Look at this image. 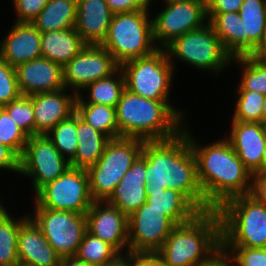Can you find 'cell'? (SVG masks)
Here are the masks:
<instances>
[{
	"label": "cell",
	"instance_id": "cell-1",
	"mask_svg": "<svg viewBox=\"0 0 266 266\" xmlns=\"http://www.w3.org/2000/svg\"><path fill=\"white\" fill-rule=\"evenodd\" d=\"M183 127L197 161V179L206 201V211L217 210L227 200L249 195L252 173L244 166L230 142L223 137L201 144Z\"/></svg>",
	"mask_w": 266,
	"mask_h": 266
},
{
	"label": "cell",
	"instance_id": "cell-2",
	"mask_svg": "<svg viewBox=\"0 0 266 266\" xmlns=\"http://www.w3.org/2000/svg\"><path fill=\"white\" fill-rule=\"evenodd\" d=\"M146 189L166 188L183 193L201 212L206 201L197 179V161L187 135L181 131L167 140L144 141Z\"/></svg>",
	"mask_w": 266,
	"mask_h": 266
},
{
	"label": "cell",
	"instance_id": "cell-3",
	"mask_svg": "<svg viewBox=\"0 0 266 266\" xmlns=\"http://www.w3.org/2000/svg\"><path fill=\"white\" fill-rule=\"evenodd\" d=\"M170 102L144 98L125 88L115 107L119 138L153 141L176 137L183 130L187 114Z\"/></svg>",
	"mask_w": 266,
	"mask_h": 266
},
{
	"label": "cell",
	"instance_id": "cell-4",
	"mask_svg": "<svg viewBox=\"0 0 266 266\" xmlns=\"http://www.w3.org/2000/svg\"><path fill=\"white\" fill-rule=\"evenodd\" d=\"M220 249V217L209 210L176 225L155 255L164 266H198Z\"/></svg>",
	"mask_w": 266,
	"mask_h": 266
},
{
	"label": "cell",
	"instance_id": "cell-5",
	"mask_svg": "<svg viewBox=\"0 0 266 266\" xmlns=\"http://www.w3.org/2000/svg\"><path fill=\"white\" fill-rule=\"evenodd\" d=\"M216 211L221 247L266 248V206L253 196L231 198Z\"/></svg>",
	"mask_w": 266,
	"mask_h": 266
},
{
	"label": "cell",
	"instance_id": "cell-6",
	"mask_svg": "<svg viewBox=\"0 0 266 266\" xmlns=\"http://www.w3.org/2000/svg\"><path fill=\"white\" fill-rule=\"evenodd\" d=\"M150 11L138 10L113 15L107 36L101 46L119 65L149 55L158 49L153 37Z\"/></svg>",
	"mask_w": 266,
	"mask_h": 266
},
{
	"label": "cell",
	"instance_id": "cell-7",
	"mask_svg": "<svg viewBox=\"0 0 266 266\" xmlns=\"http://www.w3.org/2000/svg\"><path fill=\"white\" fill-rule=\"evenodd\" d=\"M165 50L175 73V61L191 65L193 69L201 72L207 71L216 77L233 66L232 56L225 50L209 23L176 38Z\"/></svg>",
	"mask_w": 266,
	"mask_h": 266
},
{
	"label": "cell",
	"instance_id": "cell-8",
	"mask_svg": "<svg viewBox=\"0 0 266 266\" xmlns=\"http://www.w3.org/2000/svg\"><path fill=\"white\" fill-rule=\"evenodd\" d=\"M144 141L140 138L111 139L97 163L86 171L94 201H105L142 154Z\"/></svg>",
	"mask_w": 266,
	"mask_h": 266
},
{
	"label": "cell",
	"instance_id": "cell-9",
	"mask_svg": "<svg viewBox=\"0 0 266 266\" xmlns=\"http://www.w3.org/2000/svg\"><path fill=\"white\" fill-rule=\"evenodd\" d=\"M120 68L125 77V87L132 93L154 100H171L170 91L176 73L165 48L128 60Z\"/></svg>",
	"mask_w": 266,
	"mask_h": 266
},
{
	"label": "cell",
	"instance_id": "cell-10",
	"mask_svg": "<svg viewBox=\"0 0 266 266\" xmlns=\"http://www.w3.org/2000/svg\"><path fill=\"white\" fill-rule=\"evenodd\" d=\"M32 208L86 214L94 199L85 169L69 167L61 176L41 187L32 198Z\"/></svg>",
	"mask_w": 266,
	"mask_h": 266
},
{
	"label": "cell",
	"instance_id": "cell-11",
	"mask_svg": "<svg viewBox=\"0 0 266 266\" xmlns=\"http://www.w3.org/2000/svg\"><path fill=\"white\" fill-rule=\"evenodd\" d=\"M28 213L61 258L75 257L87 231L85 214L47 208H34Z\"/></svg>",
	"mask_w": 266,
	"mask_h": 266
},
{
	"label": "cell",
	"instance_id": "cell-12",
	"mask_svg": "<svg viewBox=\"0 0 266 266\" xmlns=\"http://www.w3.org/2000/svg\"><path fill=\"white\" fill-rule=\"evenodd\" d=\"M152 16L153 37L158 48L208 23L206 0H174Z\"/></svg>",
	"mask_w": 266,
	"mask_h": 266
},
{
	"label": "cell",
	"instance_id": "cell-13",
	"mask_svg": "<svg viewBox=\"0 0 266 266\" xmlns=\"http://www.w3.org/2000/svg\"><path fill=\"white\" fill-rule=\"evenodd\" d=\"M69 167L70 163L46 135L28 137L20 157L19 175L32 179L34 194L45 184L61 176Z\"/></svg>",
	"mask_w": 266,
	"mask_h": 266
},
{
	"label": "cell",
	"instance_id": "cell-14",
	"mask_svg": "<svg viewBox=\"0 0 266 266\" xmlns=\"http://www.w3.org/2000/svg\"><path fill=\"white\" fill-rule=\"evenodd\" d=\"M176 224L148 202L128 216V248L134 254H155Z\"/></svg>",
	"mask_w": 266,
	"mask_h": 266
},
{
	"label": "cell",
	"instance_id": "cell-15",
	"mask_svg": "<svg viewBox=\"0 0 266 266\" xmlns=\"http://www.w3.org/2000/svg\"><path fill=\"white\" fill-rule=\"evenodd\" d=\"M119 67L101 45H86L62 67L64 86L78 95L88 84L110 76Z\"/></svg>",
	"mask_w": 266,
	"mask_h": 266
},
{
	"label": "cell",
	"instance_id": "cell-16",
	"mask_svg": "<svg viewBox=\"0 0 266 266\" xmlns=\"http://www.w3.org/2000/svg\"><path fill=\"white\" fill-rule=\"evenodd\" d=\"M87 231L110 244L119 254L128 253V216L105 201H94L87 211Z\"/></svg>",
	"mask_w": 266,
	"mask_h": 266
},
{
	"label": "cell",
	"instance_id": "cell-17",
	"mask_svg": "<svg viewBox=\"0 0 266 266\" xmlns=\"http://www.w3.org/2000/svg\"><path fill=\"white\" fill-rule=\"evenodd\" d=\"M21 95L50 93L65 88L62 66L46 58H37L15 67Z\"/></svg>",
	"mask_w": 266,
	"mask_h": 266
},
{
	"label": "cell",
	"instance_id": "cell-18",
	"mask_svg": "<svg viewBox=\"0 0 266 266\" xmlns=\"http://www.w3.org/2000/svg\"><path fill=\"white\" fill-rule=\"evenodd\" d=\"M229 135L224 136L244 166L252 173L262 172L266 133L262 123L231 122Z\"/></svg>",
	"mask_w": 266,
	"mask_h": 266
},
{
	"label": "cell",
	"instance_id": "cell-19",
	"mask_svg": "<svg viewBox=\"0 0 266 266\" xmlns=\"http://www.w3.org/2000/svg\"><path fill=\"white\" fill-rule=\"evenodd\" d=\"M12 23L0 40V57L13 67L41 58V32L29 22Z\"/></svg>",
	"mask_w": 266,
	"mask_h": 266
},
{
	"label": "cell",
	"instance_id": "cell-20",
	"mask_svg": "<svg viewBox=\"0 0 266 266\" xmlns=\"http://www.w3.org/2000/svg\"><path fill=\"white\" fill-rule=\"evenodd\" d=\"M69 91L64 88L56 92L29 96L34 110L35 135H46L59 122L75 112L77 95Z\"/></svg>",
	"mask_w": 266,
	"mask_h": 266
},
{
	"label": "cell",
	"instance_id": "cell-21",
	"mask_svg": "<svg viewBox=\"0 0 266 266\" xmlns=\"http://www.w3.org/2000/svg\"><path fill=\"white\" fill-rule=\"evenodd\" d=\"M145 177L146 158L141 154L105 202L129 216L147 202Z\"/></svg>",
	"mask_w": 266,
	"mask_h": 266
},
{
	"label": "cell",
	"instance_id": "cell-22",
	"mask_svg": "<svg viewBox=\"0 0 266 266\" xmlns=\"http://www.w3.org/2000/svg\"><path fill=\"white\" fill-rule=\"evenodd\" d=\"M113 15L106 0H77L75 30L87 45H101Z\"/></svg>",
	"mask_w": 266,
	"mask_h": 266
},
{
	"label": "cell",
	"instance_id": "cell-23",
	"mask_svg": "<svg viewBox=\"0 0 266 266\" xmlns=\"http://www.w3.org/2000/svg\"><path fill=\"white\" fill-rule=\"evenodd\" d=\"M17 249L19 262L30 266H58L61 259L30 217L20 226Z\"/></svg>",
	"mask_w": 266,
	"mask_h": 266
},
{
	"label": "cell",
	"instance_id": "cell-24",
	"mask_svg": "<svg viewBox=\"0 0 266 266\" xmlns=\"http://www.w3.org/2000/svg\"><path fill=\"white\" fill-rule=\"evenodd\" d=\"M86 45L75 28L41 33V57L58 63L62 67Z\"/></svg>",
	"mask_w": 266,
	"mask_h": 266
},
{
	"label": "cell",
	"instance_id": "cell-25",
	"mask_svg": "<svg viewBox=\"0 0 266 266\" xmlns=\"http://www.w3.org/2000/svg\"><path fill=\"white\" fill-rule=\"evenodd\" d=\"M77 152L69 162L70 167L85 169L95 165L111 140L102 132L87 124L77 114Z\"/></svg>",
	"mask_w": 266,
	"mask_h": 266
},
{
	"label": "cell",
	"instance_id": "cell-26",
	"mask_svg": "<svg viewBox=\"0 0 266 266\" xmlns=\"http://www.w3.org/2000/svg\"><path fill=\"white\" fill-rule=\"evenodd\" d=\"M238 13L241 19V56H246L261 40L266 25V0H244Z\"/></svg>",
	"mask_w": 266,
	"mask_h": 266
},
{
	"label": "cell",
	"instance_id": "cell-27",
	"mask_svg": "<svg viewBox=\"0 0 266 266\" xmlns=\"http://www.w3.org/2000/svg\"><path fill=\"white\" fill-rule=\"evenodd\" d=\"M150 207L162 210L176 225L194 219L201 211L183 194L166 188L147 190Z\"/></svg>",
	"mask_w": 266,
	"mask_h": 266
},
{
	"label": "cell",
	"instance_id": "cell-28",
	"mask_svg": "<svg viewBox=\"0 0 266 266\" xmlns=\"http://www.w3.org/2000/svg\"><path fill=\"white\" fill-rule=\"evenodd\" d=\"M125 88V77L119 67L110 76L88 84L76 96L75 103H93L116 107ZM84 91L87 94L83 95L82 92Z\"/></svg>",
	"mask_w": 266,
	"mask_h": 266
},
{
	"label": "cell",
	"instance_id": "cell-29",
	"mask_svg": "<svg viewBox=\"0 0 266 266\" xmlns=\"http://www.w3.org/2000/svg\"><path fill=\"white\" fill-rule=\"evenodd\" d=\"M77 0H49L32 21L41 32L75 28Z\"/></svg>",
	"mask_w": 266,
	"mask_h": 266
},
{
	"label": "cell",
	"instance_id": "cell-30",
	"mask_svg": "<svg viewBox=\"0 0 266 266\" xmlns=\"http://www.w3.org/2000/svg\"><path fill=\"white\" fill-rule=\"evenodd\" d=\"M208 23L225 50L233 57L241 56V19L238 12L207 13Z\"/></svg>",
	"mask_w": 266,
	"mask_h": 266
},
{
	"label": "cell",
	"instance_id": "cell-31",
	"mask_svg": "<svg viewBox=\"0 0 266 266\" xmlns=\"http://www.w3.org/2000/svg\"><path fill=\"white\" fill-rule=\"evenodd\" d=\"M75 112L87 124L110 139L119 138L115 107L93 103H75Z\"/></svg>",
	"mask_w": 266,
	"mask_h": 266
},
{
	"label": "cell",
	"instance_id": "cell-32",
	"mask_svg": "<svg viewBox=\"0 0 266 266\" xmlns=\"http://www.w3.org/2000/svg\"><path fill=\"white\" fill-rule=\"evenodd\" d=\"M8 209L0 216V266H14L18 260V232L29 213L16 217Z\"/></svg>",
	"mask_w": 266,
	"mask_h": 266
},
{
	"label": "cell",
	"instance_id": "cell-33",
	"mask_svg": "<svg viewBox=\"0 0 266 266\" xmlns=\"http://www.w3.org/2000/svg\"><path fill=\"white\" fill-rule=\"evenodd\" d=\"M235 62L241 67V81L234 91H252L266 95V60L257 59L250 55L233 57Z\"/></svg>",
	"mask_w": 266,
	"mask_h": 266
},
{
	"label": "cell",
	"instance_id": "cell-34",
	"mask_svg": "<svg viewBox=\"0 0 266 266\" xmlns=\"http://www.w3.org/2000/svg\"><path fill=\"white\" fill-rule=\"evenodd\" d=\"M46 136L51 140L60 154L70 162L77 152V113L54 126Z\"/></svg>",
	"mask_w": 266,
	"mask_h": 266
},
{
	"label": "cell",
	"instance_id": "cell-35",
	"mask_svg": "<svg viewBox=\"0 0 266 266\" xmlns=\"http://www.w3.org/2000/svg\"><path fill=\"white\" fill-rule=\"evenodd\" d=\"M118 254L110 244L86 231L75 258L90 266H103L112 261Z\"/></svg>",
	"mask_w": 266,
	"mask_h": 266
},
{
	"label": "cell",
	"instance_id": "cell-36",
	"mask_svg": "<svg viewBox=\"0 0 266 266\" xmlns=\"http://www.w3.org/2000/svg\"><path fill=\"white\" fill-rule=\"evenodd\" d=\"M231 121L261 123L265 95L252 91H236Z\"/></svg>",
	"mask_w": 266,
	"mask_h": 266
},
{
	"label": "cell",
	"instance_id": "cell-37",
	"mask_svg": "<svg viewBox=\"0 0 266 266\" xmlns=\"http://www.w3.org/2000/svg\"><path fill=\"white\" fill-rule=\"evenodd\" d=\"M3 108L28 137L35 135L34 110L29 96L20 95Z\"/></svg>",
	"mask_w": 266,
	"mask_h": 266
},
{
	"label": "cell",
	"instance_id": "cell-38",
	"mask_svg": "<svg viewBox=\"0 0 266 266\" xmlns=\"http://www.w3.org/2000/svg\"><path fill=\"white\" fill-rule=\"evenodd\" d=\"M28 136L18 127L7 111L0 107V143L22 156Z\"/></svg>",
	"mask_w": 266,
	"mask_h": 266
},
{
	"label": "cell",
	"instance_id": "cell-39",
	"mask_svg": "<svg viewBox=\"0 0 266 266\" xmlns=\"http://www.w3.org/2000/svg\"><path fill=\"white\" fill-rule=\"evenodd\" d=\"M20 95L15 67L0 57V107L9 104Z\"/></svg>",
	"mask_w": 266,
	"mask_h": 266
},
{
	"label": "cell",
	"instance_id": "cell-40",
	"mask_svg": "<svg viewBox=\"0 0 266 266\" xmlns=\"http://www.w3.org/2000/svg\"><path fill=\"white\" fill-rule=\"evenodd\" d=\"M234 266H266V248L221 247Z\"/></svg>",
	"mask_w": 266,
	"mask_h": 266
},
{
	"label": "cell",
	"instance_id": "cell-41",
	"mask_svg": "<svg viewBox=\"0 0 266 266\" xmlns=\"http://www.w3.org/2000/svg\"><path fill=\"white\" fill-rule=\"evenodd\" d=\"M48 1L49 0H12L15 17H17L13 22L32 23Z\"/></svg>",
	"mask_w": 266,
	"mask_h": 266
},
{
	"label": "cell",
	"instance_id": "cell-42",
	"mask_svg": "<svg viewBox=\"0 0 266 266\" xmlns=\"http://www.w3.org/2000/svg\"><path fill=\"white\" fill-rule=\"evenodd\" d=\"M110 10L116 13L150 10L151 0H106Z\"/></svg>",
	"mask_w": 266,
	"mask_h": 266
},
{
	"label": "cell",
	"instance_id": "cell-43",
	"mask_svg": "<svg viewBox=\"0 0 266 266\" xmlns=\"http://www.w3.org/2000/svg\"><path fill=\"white\" fill-rule=\"evenodd\" d=\"M19 175L20 157L8 146L0 143V170Z\"/></svg>",
	"mask_w": 266,
	"mask_h": 266
},
{
	"label": "cell",
	"instance_id": "cell-44",
	"mask_svg": "<svg viewBox=\"0 0 266 266\" xmlns=\"http://www.w3.org/2000/svg\"><path fill=\"white\" fill-rule=\"evenodd\" d=\"M244 0H206L207 13L238 12Z\"/></svg>",
	"mask_w": 266,
	"mask_h": 266
},
{
	"label": "cell",
	"instance_id": "cell-45",
	"mask_svg": "<svg viewBox=\"0 0 266 266\" xmlns=\"http://www.w3.org/2000/svg\"><path fill=\"white\" fill-rule=\"evenodd\" d=\"M250 195L266 206V172H258L252 175Z\"/></svg>",
	"mask_w": 266,
	"mask_h": 266
},
{
	"label": "cell",
	"instance_id": "cell-46",
	"mask_svg": "<svg viewBox=\"0 0 266 266\" xmlns=\"http://www.w3.org/2000/svg\"><path fill=\"white\" fill-rule=\"evenodd\" d=\"M131 266H164L155 254L131 253Z\"/></svg>",
	"mask_w": 266,
	"mask_h": 266
},
{
	"label": "cell",
	"instance_id": "cell-47",
	"mask_svg": "<svg viewBox=\"0 0 266 266\" xmlns=\"http://www.w3.org/2000/svg\"><path fill=\"white\" fill-rule=\"evenodd\" d=\"M198 266H234V264L231 257L220 249L207 262Z\"/></svg>",
	"mask_w": 266,
	"mask_h": 266
},
{
	"label": "cell",
	"instance_id": "cell-48",
	"mask_svg": "<svg viewBox=\"0 0 266 266\" xmlns=\"http://www.w3.org/2000/svg\"><path fill=\"white\" fill-rule=\"evenodd\" d=\"M250 56L257 59L266 60V25L260 42L256 45L254 51L250 54Z\"/></svg>",
	"mask_w": 266,
	"mask_h": 266
},
{
	"label": "cell",
	"instance_id": "cell-49",
	"mask_svg": "<svg viewBox=\"0 0 266 266\" xmlns=\"http://www.w3.org/2000/svg\"><path fill=\"white\" fill-rule=\"evenodd\" d=\"M103 266H131V253L118 254L112 261Z\"/></svg>",
	"mask_w": 266,
	"mask_h": 266
},
{
	"label": "cell",
	"instance_id": "cell-50",
	"mask_svg": "<svg viewBox=\"0 0 266 266\" xmlns=\"http://www.w3.org/2000/svg\"><path fill=\"white\" fill-rule=\"evenodd\" d=\"M58 266H90L85 262L77 260L75 257L61 258Z\"/></svg>",
	"mask_w": 266,
	"mask_h": 266
},
{
	"label": "cell",
	"instance_id": "cell-51",
	"mask_svg": "<svg viewBox=\"0 0 266 266\" xmlns=\"http://www.w3.org/2000/svg\"><path fill=\"white\" fill-rule=\"evenodd\" d=\"M266 122V95L264 98V105L262 108V115H261V123L264 124Z\"/></svg>",
	"mask_w": 266,
	"mask_h": 266
},
{
	"label": "cell",
	"instance_id": "cell-52",
	"mask_svg": "<svg viewBox=\"0 0 266 266\" xmlns=\"http://www.w3.org/2000/svg\"><path fill=\"white\" fill-rule=\"evenodd\" d=\"M262 172H266V144L263 151V157H262Z\"/></svg>",
	"mask_w": 266,
	"mask_h": 266
},
{
	"label": "cell",
	"instance_id": "cell-53",
	"mask_svg": "<svg viewBox=\"0 0 266 266\" xmlns=\"http://www.w3.org/2000/svg\"><path fill=\"white\" fill-rule=\"evenodd\" d=\"M8 208H6L4 206V204H2V201L0 202V216L7 210Z\"/></svg>",
	"mask_w": 266,
	"mask_h": 266
},
{
	"label": "cell",
	"instance_id": "cell-54",
	"mask_svg": "<svg viewBox=\"0 0 266 266\" xmlns=\"http://www.w3.org/2000/svg\"><path fill=\"white\" fill-rule=\"evenodd\" d=\"M14 266H30V265H27V264H23V263L18 262Z\"/></svg>",
	"mask_w": 266,
	"mask_h": 266
},
{
	"label": "cell",
	"instance_id": "cell-55",
	"mask_svg": "<svg viewBox=\"0 0 266 266\" xmlns=\"http://www.w3.org/2000/svg\"><path fill=\"white\" fill-rule=\"evenodd\" d=\"M264 126V130H265V133H266V122L263 124Z\"/></svg>",
	"mask_w": 266,
	"mask_h": 266
}]
</instances>
